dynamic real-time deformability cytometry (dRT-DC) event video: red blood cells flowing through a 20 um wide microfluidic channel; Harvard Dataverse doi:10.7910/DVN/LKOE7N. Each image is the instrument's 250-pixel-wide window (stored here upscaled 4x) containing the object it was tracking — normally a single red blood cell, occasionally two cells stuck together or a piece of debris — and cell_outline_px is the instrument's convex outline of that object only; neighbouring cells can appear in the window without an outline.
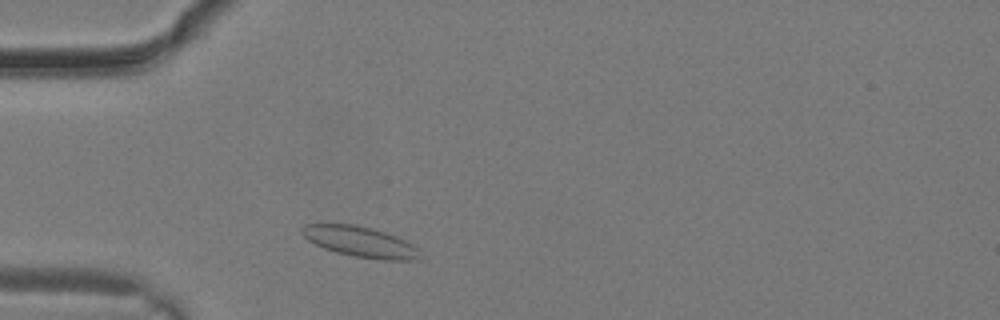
{"species": "common noctule bat (a hibernating species)", "species_latin": "Nyctalus noctula", "temperature_condition": "warm", "stored_images_in_passage": 8, "camera_frame_rate_fps": 3000, "um_per_image_px": 0.085, "animal": {"sex": "male", "body_mass_g": 19.2, "forearm_length_mm": 51.8}, "frame": {"image": 1, "passage_image": 2, "time_ms": 0.333, "image_size_px": [1000, 320], "cell_outline_px": [[420, 260], [384, 260], [352, 256], [336, 252], [324, 248], [308, 240], [300, 232], [300, 228], [304, 224], [356, 224], [372, 228], [396, 236], [412, 244], [416, 248]], "centroid_in_image_um": [30.58, 20.54], "position_along_channel_um": 54.4, "area_um2": 20.92}}
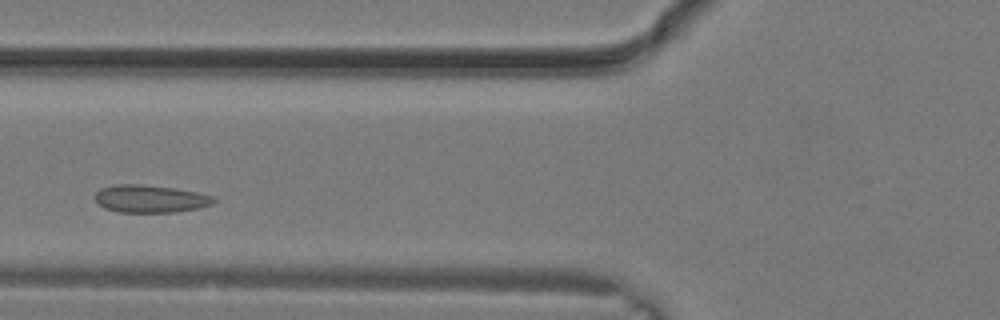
{"frame": {"image": 2, "passage_image": 5, "time_ms": 1.333, "image_size_px": [1000, 320], "cell_outline_px": [[216, 200], [212, 204], [196, 208], [176, 212], [116, 212], [104, 208], [96, 200], [96, 192], [100, 188], [116, 184], [140, 184], [172, 188], [196, 192], [212, 196]], "centroid_in_image_um": [12.74, 16.9], "position_along_channel_um": 113.1, "area_um2": 18.9}}
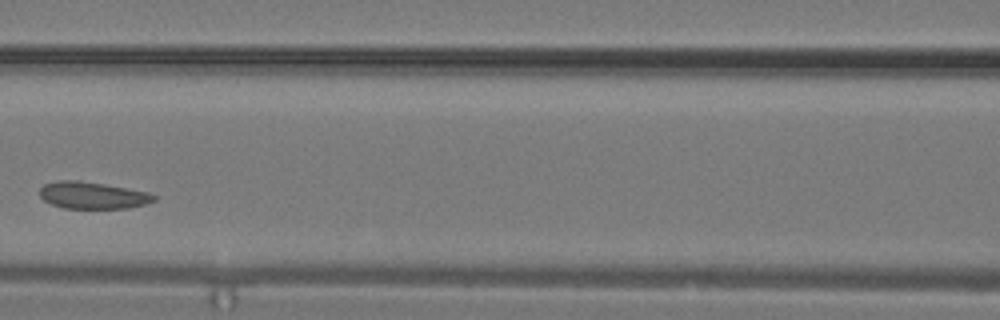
{"frame": {"image": 3, "passage_image": 7, "time_ms": 2.0, "image_size_px": [1000, 320], "cell_outline_px": [[156, 200], [144, 204], [128, 208], [64, 208], [52, 204], [44, 200], [40, 196], [40, 188], [44, 184], [56, 180], [76, 180], [104, 184], [148, 192], [156, 196]], "centroid_in_image_um": [7.85, 16.6], "position_along_channel_um": 158.7, "area_um2": 17.8}}